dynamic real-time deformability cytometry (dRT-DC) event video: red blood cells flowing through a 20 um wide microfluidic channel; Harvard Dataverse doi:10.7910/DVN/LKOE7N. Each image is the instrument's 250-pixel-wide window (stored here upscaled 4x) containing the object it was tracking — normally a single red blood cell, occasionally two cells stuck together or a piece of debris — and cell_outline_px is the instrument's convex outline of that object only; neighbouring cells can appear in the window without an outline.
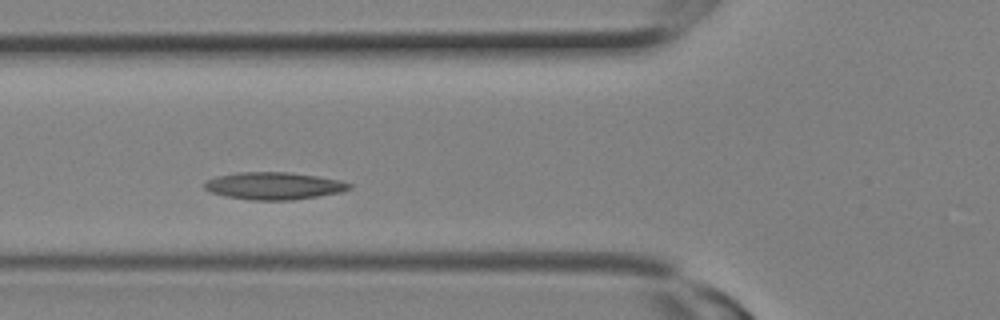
{"species": "Egyptian fruit bat (a non-hibernating species)", "species_latin": "Rousettus aegyptiacus", "temperature_condition": "room temperature", "stored_images_in_passage": 12, "camera_frame_rate_fps": 3000, "um_per_image_px": 0.085, "animal": {"sex": "female"}, "frame": {"image": 1, "passage_image": 6, "time_ms": 1.667, "image_size_px": [1000, 320], "cell_outline_px": [[352, 188], [340, 192], [292, 200], [252, 200], [224, 196], [212, 192], [204, 188], [204, 184], [208, 180], [216, 176], [236, 172], [288, 172], [316, 176], [340, 180], [352, 184]], "centroid_in_image_um": [23.27, 15.79], "position_along_channel_um": 102.5, "area_um2": 22.95}}
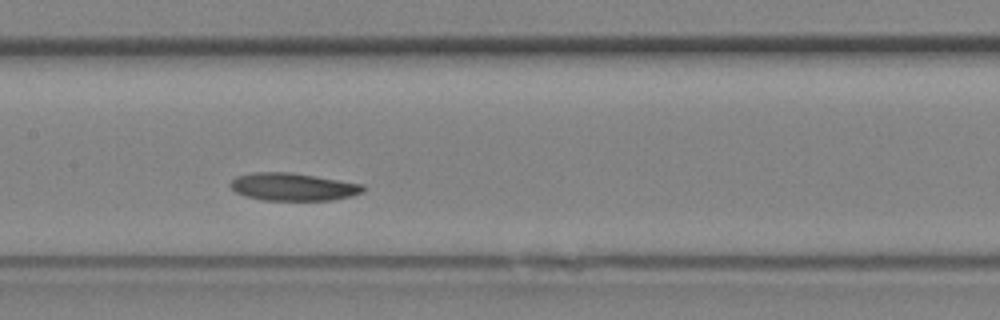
{"frame": {"image": 2, "passage_image": 9, "time_ms": 2.667, "image_size_px": [1000, 320], "cell_outline_px": [[364, 192], [352, 196], [328, 200], [264, 200], [244, 196], [236, 192], [228, 184], [236, 176], [252, 172], [292, 172], [364, 184]], "centroid_in_image_um": [24.9, 15.87], "position_along_channel_um": 182.5, "area_um2": 21.5}}